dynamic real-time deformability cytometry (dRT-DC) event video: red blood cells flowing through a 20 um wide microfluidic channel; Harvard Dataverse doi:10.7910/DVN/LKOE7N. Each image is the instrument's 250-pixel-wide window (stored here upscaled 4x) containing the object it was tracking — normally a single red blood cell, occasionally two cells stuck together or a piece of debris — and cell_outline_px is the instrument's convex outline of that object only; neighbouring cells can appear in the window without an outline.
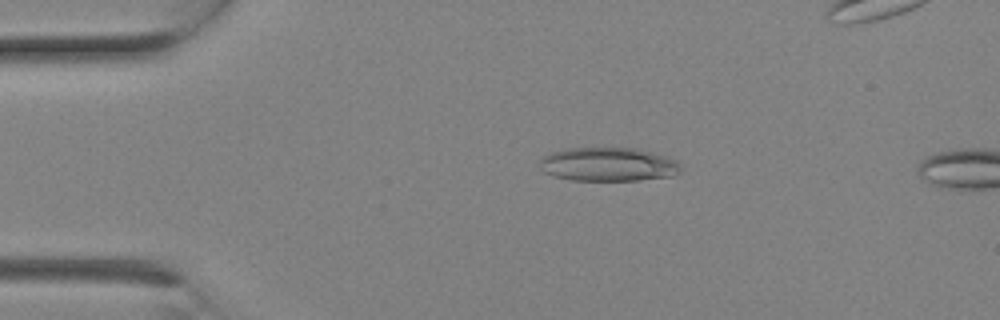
{"species": "Egyptian fruit bat (a non-hibernating species)", "species_latin": "Rousettus aegyptiacus", "temperature_condition": "room temperature", "stored_images_in_passage": 2, "camera_frame_rate_fps": 3000, "um_per_image_px": 0.085, "animal": {"sex": "female"}, "frame": {"image": 1, "passage_image": 1, "time_ms": 0.0, "image_size_px": [1000, 320], "cell_outline_px": [[680, 172], [672, 176], [640, 180], [572, 180], [556, 176], [544, 172], [540, 168], [540, 160], [544, 156], [552, 152], [572, 148], [636, 148], [664, 156], [676, 160], [680, 164]], "centroid_in_image_um": [51.71, 13.97], "position_along_channel_um": 33.3, "area_um2": 27.51}}